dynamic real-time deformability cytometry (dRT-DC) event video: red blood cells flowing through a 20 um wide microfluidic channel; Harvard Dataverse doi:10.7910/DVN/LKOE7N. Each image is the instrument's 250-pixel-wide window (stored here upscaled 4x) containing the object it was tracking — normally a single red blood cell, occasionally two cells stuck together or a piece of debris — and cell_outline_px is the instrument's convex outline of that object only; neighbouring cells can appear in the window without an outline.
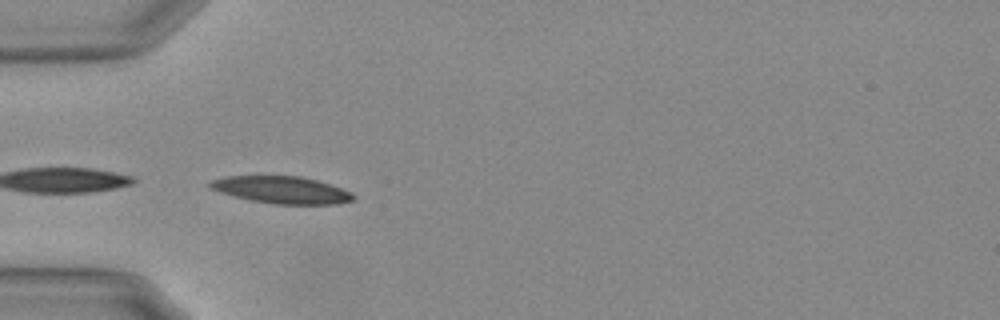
{"species": "Egyptian fruit bat (a non-hibernating species)", "species_latin": "Rousettus aegyptiacus", "temperature_condition": "warm", "stored_images_in_passage": 19, "camera_frame_rate_fps": 3000, "um_per_image_px": 0.085, "animal": {"sex": "female"}, "frame": {"image": 1, "passage_image": 6, "time_ms": 1.667, "image_size_px": [1000, 320], "cell_outline_px": [[356, 200], [336, 204], [276, 204], [252, 200], [232, 196], [208, 188], [208, 184], [212, 180], [224, 176], [300, 176], [316, 180], [352, 192], [356, 196]], "centroid_in_image_um": [23.94, 16.14], "position_along_channel_um": 61.1, "area_um2": 22.66}}